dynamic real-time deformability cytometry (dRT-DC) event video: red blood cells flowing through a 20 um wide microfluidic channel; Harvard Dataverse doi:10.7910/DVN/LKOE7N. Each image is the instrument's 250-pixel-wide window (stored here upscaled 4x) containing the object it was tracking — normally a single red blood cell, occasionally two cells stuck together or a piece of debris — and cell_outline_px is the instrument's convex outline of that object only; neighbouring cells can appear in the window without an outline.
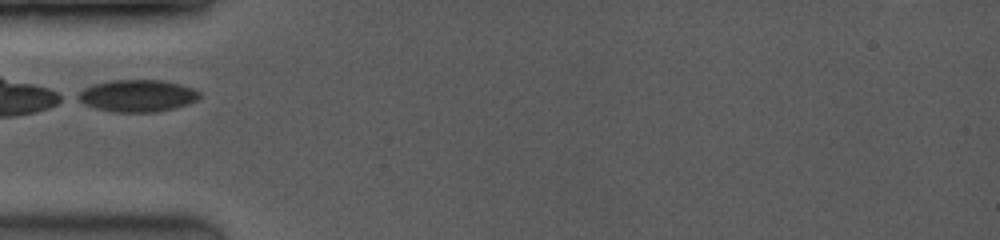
{"species": "common noctule bat (a hibernating species)", "species_latin": "Nyctalus noctula", "temperature_condition": "room temperature", "stored_images_in_passage": 7, "camera_frame_rate_fps": 3500, "um_per_image_px": 0.085, "animal": {"sex": "female", "body_mass_g": 19.0, "forearm_length_mm": 53.3}, "frame": {"image": 1, "passage_image": 1, "time_ms": 0.0, "image_size_px": [1000, 240], "cell_outline_px": [[200, 96], [196, 100], [188, 104], [156, 112], [112, 112], [96, 108], [84, 104], [76, 100], [72, 96], [84, 88], [96, 84], [112, 80], [164, 80], [180, 84], [192, 88], [200, 92]], "centroid_in_image_um": [11.62, 8.14], "position_along_channel_um": 73.4, "area_um2": 22.83}}
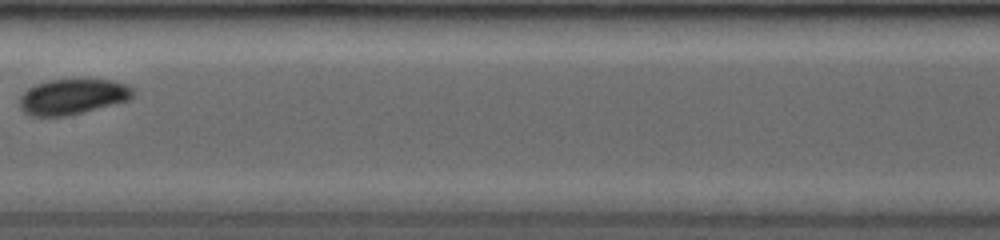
{"frame": {"image": 2, "passage_image": 5, "time_ms": 3.143, "image_size_px": [1000, 240], "cell_outline_px": [[132, 96], [128, 100], [84, 112], [68, 116], [32, 116], [24, 112], [20, 108], [20, 96], [28, 88], [36, 84], [48, 80], [112, 80], [124, 84], [132, 88]], "centroid_in_image_um": [6.13, 8.23], "position_along_channel_um": 201.3, "area_um2": 23.18}}
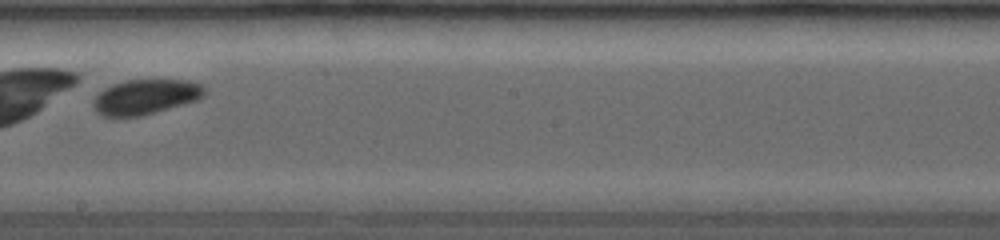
{"frame": {"image": 3, "passage_image": 6, "time_ms": 4.0, "image_size_px": [1000, 240], "cell_outline_px": [[204, 96], [196, 100], [140, 116], [100, 116], [96, 112], [92, 104], [96, 96], [104, 88], [112, 84], [128, 80], [188, 80], [200, 84], [204, 88]], "centroid_in_image_um": [12.33, 8.23], "position_along_channel_um": 235.9, "area_um2": 22.37}}